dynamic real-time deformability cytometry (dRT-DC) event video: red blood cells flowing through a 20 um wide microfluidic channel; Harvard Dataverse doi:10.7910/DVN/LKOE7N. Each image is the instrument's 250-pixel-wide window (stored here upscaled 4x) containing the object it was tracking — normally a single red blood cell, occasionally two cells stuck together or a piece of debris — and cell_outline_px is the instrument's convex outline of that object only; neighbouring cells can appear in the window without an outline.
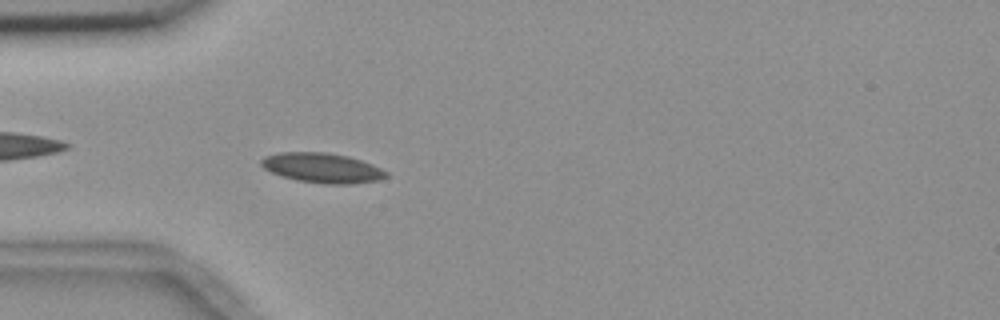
{"species": "common noctule bat (a hibernating species)", "species_latin": "Nyctalus noctula", "temperature_condition": "room temperature", "stored_images_in_passage": 45, "camera_frame_rate_fps": 3000, "um_per_image_px": 0.085, "animal": {"sex": "female", "body_mass_g": 18.4}, "frame": {"image": 1, "passage_image": 6, "time_ms": 1.667, "image_size_px": [1000, 320], "cell_outline_px": [[388, 176], [376, 180], [352, 184], [324, 184], [296, 180], [272, 172], [264, 168], [260, 164], [260, 160], [264, 156], [280, 152], [324, 152], [348, 156], [372, 164], [388, 172]], "centroid_in_image_um": [27.38, 14.27], "position_along_channel_um": 57.6, "area_um2": 21.62}}
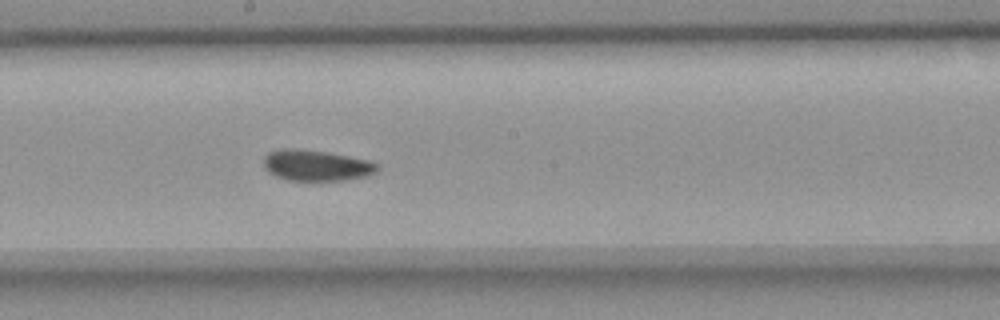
{"frame": {"image": 2, "passage_image": 20, "time_ms": 6.333, "image_size_px": [1000, 320], "cell_outline_px": [[380, 168], [376, 172], [368, 176], [344, 180], [288, 180], [276, 176], [268, 172], [264, 168], [264, 156], [268, 152], [280, 148], [296, 148], [328, 152], [372, 160], [380, 164]], "centroid_in_image_um": [26.92, 14.04], "position_along_channel_um": 221.3, "area_um2": 20.87}}
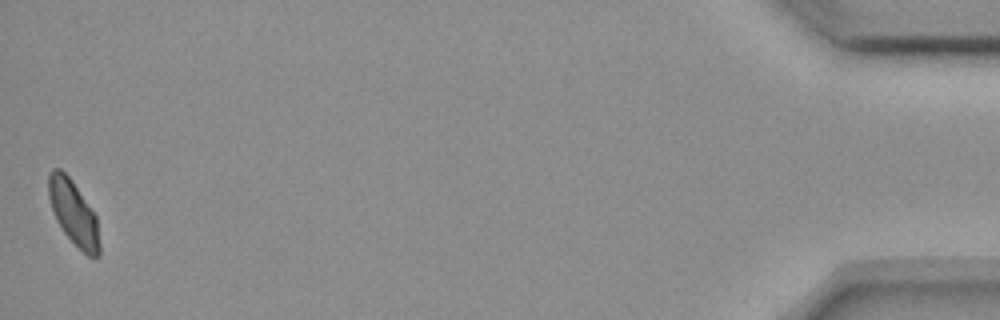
{"frame": {"image": 3, "passage_image": 45, "time_ms": 14.667, "image_size_px": [1000, 320], "cell_outline_px": [[100, 256], [88, 256], [64, 232], [56, 220], [48, 196], [48, 176], [52, 168], [60, 168], [72, 180], [96, 216], [100, 244]], "centroid_in_image_um": [6.24, 18.07], "position_along_channel_um": 429.0, "area_um2": 18.84}, "authors_computed_cell_mechanics": {"area_um2": 20.4034, "velocity_mm_per_s": 3.6183, "shape_relaxation_time_tau1_ms": 6.029, "shape_relaxation_time_tau2_ms": 2.3328, "deformation_change_tau1": 0.0907, "deformation_change_tau2": 0.037}}